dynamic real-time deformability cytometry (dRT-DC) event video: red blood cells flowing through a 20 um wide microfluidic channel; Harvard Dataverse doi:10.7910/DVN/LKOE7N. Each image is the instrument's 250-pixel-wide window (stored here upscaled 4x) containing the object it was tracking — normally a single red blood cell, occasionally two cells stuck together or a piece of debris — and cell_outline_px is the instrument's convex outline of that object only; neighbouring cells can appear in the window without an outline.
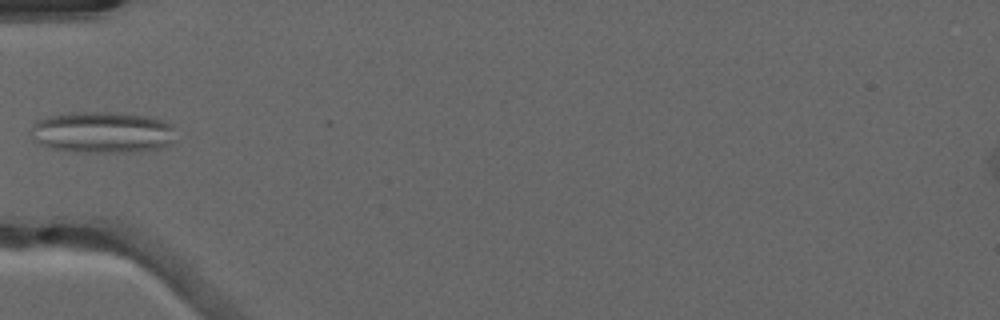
{"species": "common noctule bat (a hibernating species)", "species_latin": "Nyctalus noctula", "temperature_condition": "warm", "stored_images_in_passage": 34, "camera_frame_rate_fps": 3000, "um_per_image_px": 0.085, "animal": {"sex": "male", "forearm_length_mm": 52.5}, "frame": {"image": 1, "passage_image": 1, "time_ms": 0.0, "image_size_px": [1000, 320], "cell_outline_px": [[172, 140], [164, 148], [136, 152], [80, 152], [52, 148], [36, 144], [32, 140], [28, 132], [32, 124], [40, 120], [52, 116], [72, 112], [108, 112], [144, 116], [160, 120], [172, 124]], "centroid_in_image_um": [8.63, 11.27], "position_along_channel_um": 76.4, "area_um2": 34.97}}
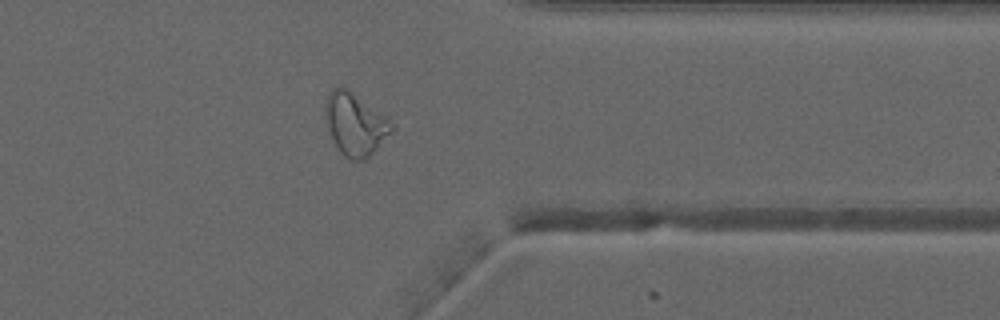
{"frame": {"image": 2, "passage_image": 24, "time_ms": 7.667, "image_size_px": [1000, 320], "cell_outline_px": [[396, 128], [364, 160], [352, 160], [344, 156], [340, 152], [328, 132], [324, 120], [324, 104], [328, 96], [336, 88], [344, 84], [396, 124]], "centroid_in_image_um": [30.18, 10.52], "position_along_channel_um": 381.2, "area_um2": 24.45}}
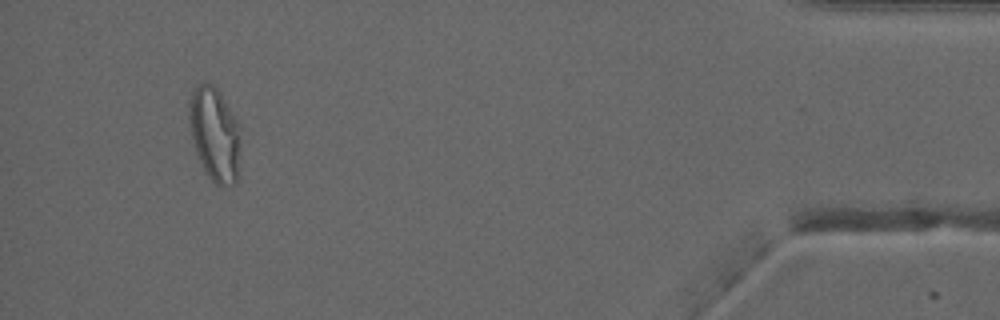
{"frame": {"image": 3, "passage_image": 31, "time_ms": 10.0, "image_size_px": [1000, 320], "cell_outline_px": [[240, 148], [236, 184], [220, 188], [208, 176], [196, 152], [192, 136], [188, 116], [188, 104], [192, 92], [196, 84], [212, 84], [220, 92], [236, 120], [240, 144]], "centroid_in_image_um": [18.24, 11.43], "position_along_channel_um": 417.0, "area_um2": 27.86}}